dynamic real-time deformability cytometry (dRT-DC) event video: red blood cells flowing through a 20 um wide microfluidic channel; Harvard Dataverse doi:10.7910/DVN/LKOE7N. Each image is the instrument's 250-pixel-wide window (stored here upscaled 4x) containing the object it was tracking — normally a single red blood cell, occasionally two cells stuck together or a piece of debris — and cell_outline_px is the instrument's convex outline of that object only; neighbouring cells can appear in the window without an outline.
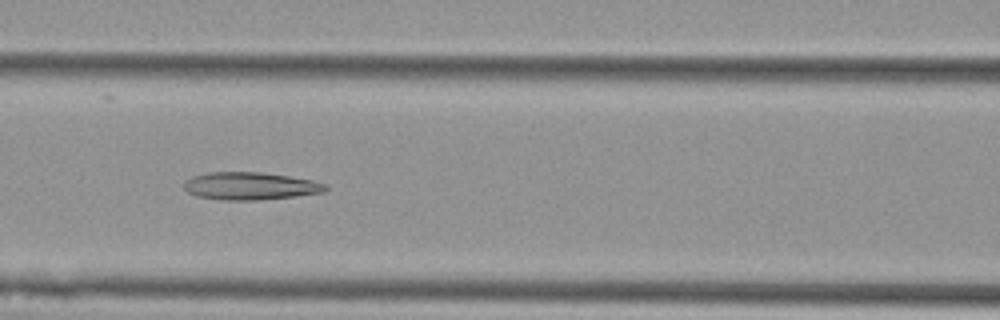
{"species": "Egyptian fruit bat (a non-hibernating species)", "species_latin": "Rousettus aegyptiacus", "temperature_condition": "cold", "stored_images_in_passage": 9, "camera_frame_rate_fps": 3000, "um_per_image_px": 0.085, "animal": {"sex": "female"}, "frame": {"image": 1, "passage_image": 6, "time_ms": 1.667, "image_size_px": [1000, 320], "cell_outline_px": [[328, 188], [324, 192], [296, 196], [260, 200], [220, 200], [196, 196], [188, 192], [184, 188], [184, 180], [192, 176], [208, 172], [260, 172], [288, 176], [312, 180], [324, 184]], "centroid_in_image_um": [21.23, 15.81], "position_along_channel_um": 145.4, "area_um2": 22.83}}
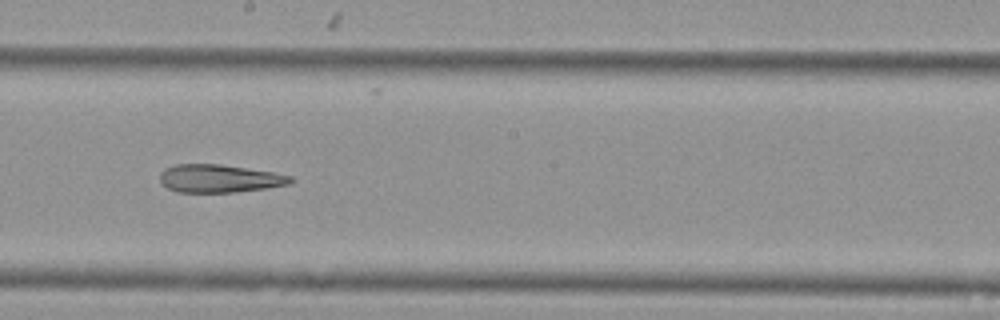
{"frame": {"image": 2, "passage_image": 8, "time_ms": 2.333, "image_size_px": [1000, 320], "cell_outline_px": [[296, 180], [292, 184], [236, 192], [176, 192], [168, 188], [160, 180], [160, 172], [164, 168], [176, 164], [220, 164], [272, 172], [292, 176]], "centroid_in_image_um": [18.66, 15.17], "position_along_channel_um": 229.5, "area_um2": 21.33}}
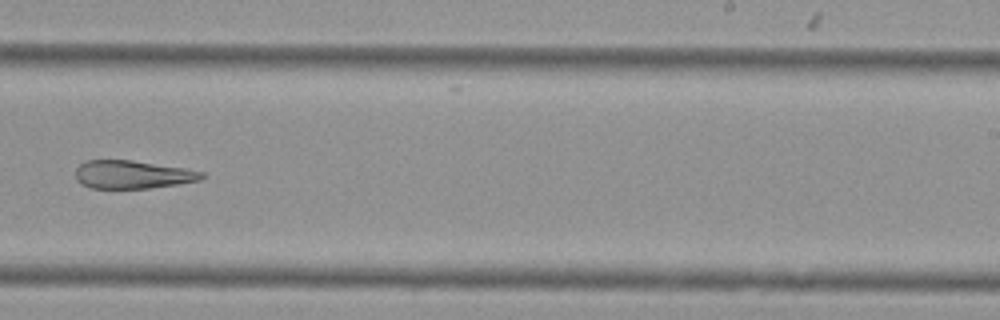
{"frame": {"image": 3, "passage_image": 9, "time_ms": 2.667, "image_size_px": [1000, 320], "cell_outline_px": [[204, 176], [200, 180], [176, 184], [148, 188], [88, 188], [80, 184], [76, 180], [76, 168], [84, 160], [132, 160], [184, 168], [204, 172]], "centroid_in_image_um": [11.21, 14.83], "position_along_channel_um": 277.8, "area_um2": 20.69}}